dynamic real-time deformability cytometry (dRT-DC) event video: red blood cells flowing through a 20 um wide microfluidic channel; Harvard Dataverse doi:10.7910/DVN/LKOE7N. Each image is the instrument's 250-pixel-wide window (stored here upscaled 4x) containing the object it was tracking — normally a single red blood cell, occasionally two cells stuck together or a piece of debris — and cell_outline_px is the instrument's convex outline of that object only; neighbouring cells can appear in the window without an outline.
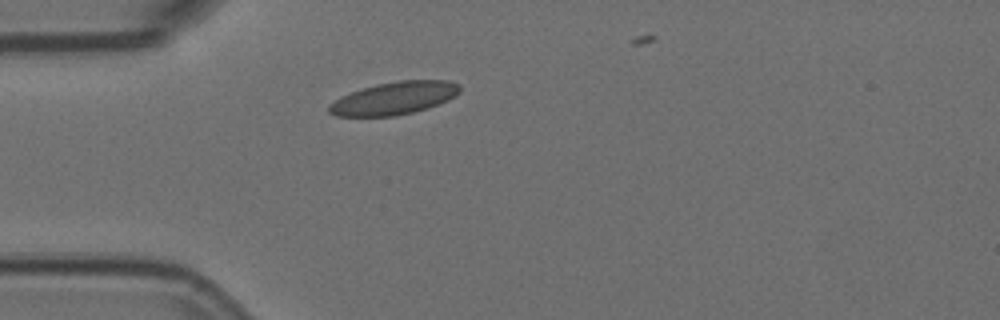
{"species": "Egyptian fruit bat (a non-hibernating species)", "species_latin": "Rousettus aegyptiacus", "temperature_condition": "room temperature", "stored_images_in_passage": 4, "camera_frame_rate_fps": 3000, "um_per_image_px": 0.085, "animal": {"sex": "female"}, "frame": {"image": 1, "passage_image": 1, "time_ms": 0.0, "image_size_px": [1000, 320], "cell_outline_px": [[460, 92], [448, 100], [428, 108], [396, 116], [336, 116], [328, 112], [328, 104], [340, 96], [376, 84], [400, 80], [448, 80], [460, 84]], "centroid_in_image_um": [33.5, 8.34], "position_along_channel_um": 51.5, "area_um2": 24.97}}
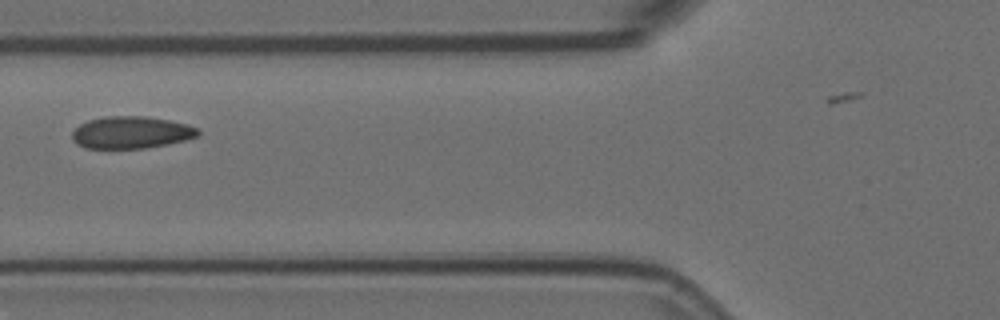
{"frame": {"image": 2, "passage_image": 3, "time_ms": 0.667, "image_size_px": [1000, 320], "cell_outline_px": [[200, 132], [196, 136], [184, 140], [168, 144], [144, 148], [84, 148], [76, 144], [72, 140], [72, 132], [80, 124], [88, 120], [108, 116], [148, 116], [188, 124], [200, 128]], "centroid_in_image_um": [11.15, 11.25], "position_along_channel_um": 114.7, "area_um2": 23.64}}